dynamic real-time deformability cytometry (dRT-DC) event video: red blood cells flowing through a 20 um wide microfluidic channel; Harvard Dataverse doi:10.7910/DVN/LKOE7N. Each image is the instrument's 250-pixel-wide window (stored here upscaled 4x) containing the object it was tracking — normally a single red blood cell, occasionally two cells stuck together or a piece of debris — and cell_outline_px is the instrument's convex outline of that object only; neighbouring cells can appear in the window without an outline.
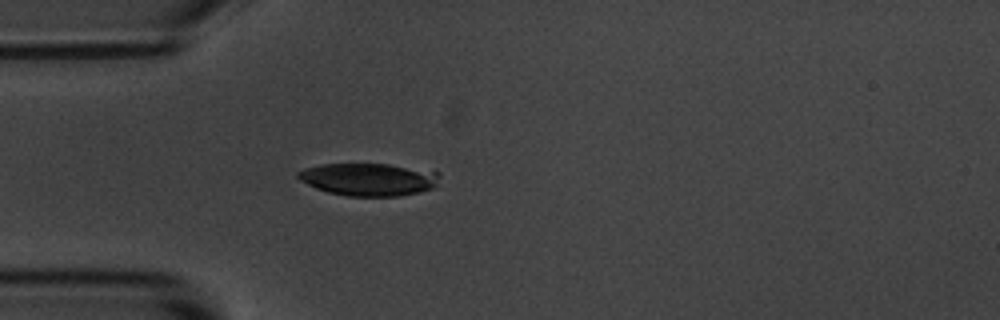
{"species": "common noctule bat (a hibernating species)", "species_latin": "Nyctalus noctula", "temperature_condition": "room temperature", "stored_images_in_passage": 4, "camera_frame_rate_fps": 3000, "um_per_image_px": 0.085, "animal": {"sex": "male", "body_mass_g": 20.1, "forearm_length_mm": 53.5}, "frame": {"image": 1, "passage_image": 4, "time_ms": 4.333, "image_size_px": [1000, 320], "cell_outline_px": [[440, 176], [436, 184], [432, 188], [420, 192], [400, 196], [348, 196], [328, 192], [316, 188], [300, 180], [296, 176], [296, 172], [304, 168], [320, 164], [388, 164], [440, 172]], "centroid_in_image_um": [31.33, 15.24], "position_along_channel_um": 53.7, "area_um2": 26.93}}